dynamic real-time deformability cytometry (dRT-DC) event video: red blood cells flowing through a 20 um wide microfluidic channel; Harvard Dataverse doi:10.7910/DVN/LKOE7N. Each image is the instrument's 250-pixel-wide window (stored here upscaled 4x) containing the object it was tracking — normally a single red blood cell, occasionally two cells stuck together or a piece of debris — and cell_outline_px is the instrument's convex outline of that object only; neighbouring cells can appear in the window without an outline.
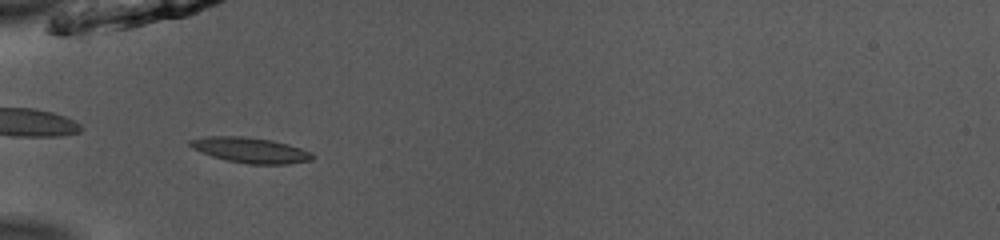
{"species": "common noctule bat (a hibernating species)", "species_latin": "Nyctalus noctula", "temperature_condition": "room temperature", "stored_images_in_passage": 51, "camera_frame_rate_fps": 3000, "um_per_image_px": 0.085, "animal": {"sex": "male", "body_mass_g": 13.0, "forearm_length_mm": 53.1}, "frame": {"image": 1, "passage_image": 17, "time_ms": 5.333, "image_size_px": [1000, 240], "cell_outline_px": [[316, 156], [312, 160], [288, 164], [248, 164], [228, 160], [212, 156], [200, 152], [192, 148], [188, 144], [188, 140], [208, 136], [244, 136], [272, 140], [288, 144], [312, 152]], "centroid_in_image_um": [21.3, 12.76], "position_along_channel_um": 63.7, "area_um2": 18.21}}
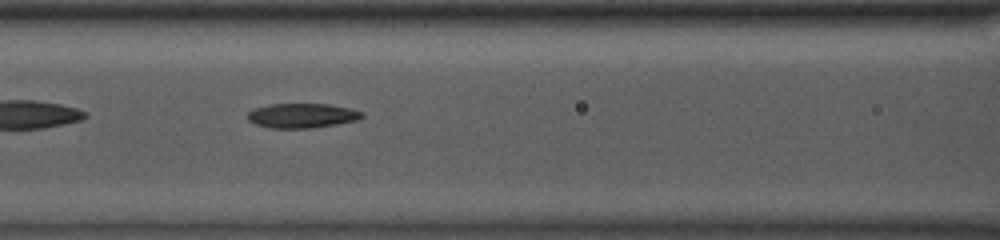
{"frame": {"image": 2, "passage_image": 23, "time_ms": 7.333, "image_size_px": [1000, 240], "cell_outline_px": [[364, 116], [356, 120], [336, 124], [312, 128], [272, 128], [256, 124], [248, 120], [248, 112], [256, 108], [268, 104], [328, 104], [352, 108], [364, 112]], "centroid_in_image_um": [25.7, 9.82], "position_along_channel_um": 140.9, "area_um2": 16.36}}
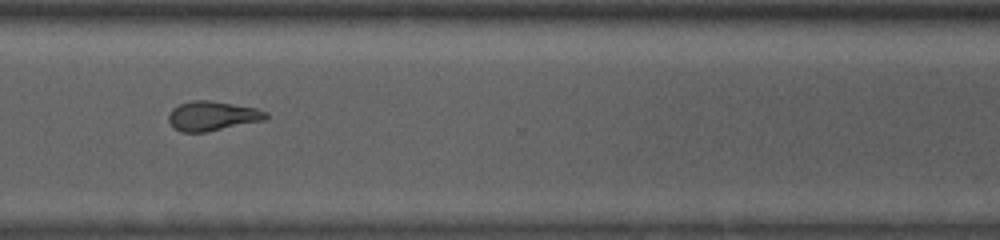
{"frame": {"image": 3, "passage_image": 39, "time_ms": 12.667, "image_size_px": [1000, 240], "cell_outline_px": [[268, 116], [264, 120], [208, 132], [180, 132], [168, 120], [168, 116], [172, 108], [180, 104], [192, 100], [208, 100], [256, 108], [268, 112]], "centroid_in_image_um": [18.05, 9.86], "position_along_channel_um": 352.5, "area_um2": 16.65}, "authors_computed_cell_mechanics": {"area_um2": 16.8776, "velocity_mm_per_s": 3.9738, "shape_relaxation_time_tau1_ms": null, "shape_relaxation_time_tau2_ms": 4.3638, "deformation_change_tau1": null, "deformation_change_tau2": 0.1252}}